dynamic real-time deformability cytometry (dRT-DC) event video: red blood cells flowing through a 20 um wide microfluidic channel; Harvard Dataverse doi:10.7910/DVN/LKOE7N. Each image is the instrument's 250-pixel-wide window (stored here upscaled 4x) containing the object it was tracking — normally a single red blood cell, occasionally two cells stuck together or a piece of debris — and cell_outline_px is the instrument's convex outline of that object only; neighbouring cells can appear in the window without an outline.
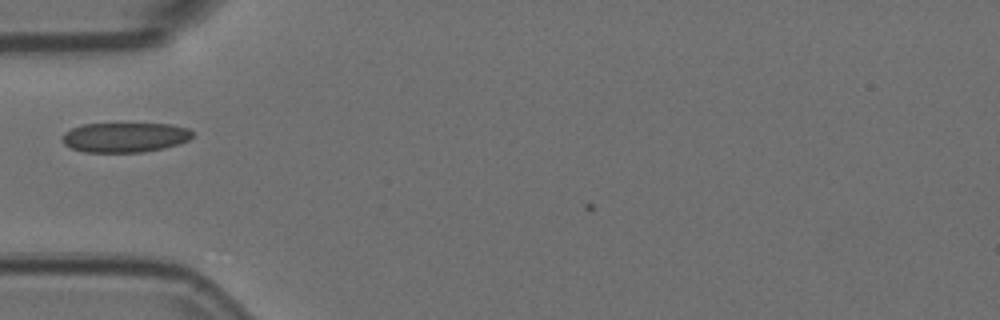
{"species": "Egyptian fruit bat (a non-hibernating species)", "species_latin": "Rousettus aegyptiacus", "temperature_condition": "room temperature", "stored_images_in_passage": 4, "camera_frame_rate_fps": 3000, "um_per_image_px": 0.085, "animal": {"sex": "female"}, "frame": {"image": 1, "passage_image": 1, "time_ms": 0.0, "image_size_px": [1000, 320], "cell_outline_px": [[192, 136], [188, 140], [164, 148], [144, 152], [84, 152], [72, 148], [64, 144], [60, 140], [60, 136], [64, 132], [72, 128], [84, 124], [172, 124], [188, 128], [192, 132]], "centroid_in_image_um": [10.57, 11.67], "position_along_channel_um": 74.4, "area_um2": 22.6}}